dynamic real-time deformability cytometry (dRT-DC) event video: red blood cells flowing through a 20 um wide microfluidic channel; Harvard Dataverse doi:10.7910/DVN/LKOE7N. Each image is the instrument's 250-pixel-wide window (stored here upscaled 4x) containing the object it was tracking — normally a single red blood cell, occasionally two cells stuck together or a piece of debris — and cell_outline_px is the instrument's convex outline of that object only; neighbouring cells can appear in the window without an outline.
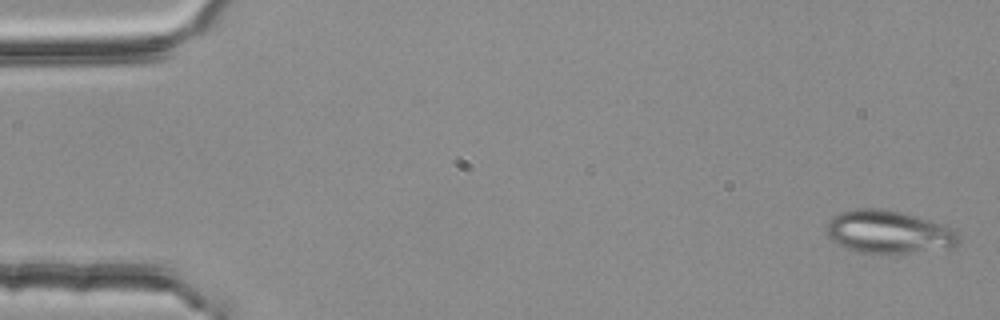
{"species": "common noctule bat (a hibernating species)", "species_latin": "Nyctalus noctula", "temperature_condition": "room temperature", "stored_images_in_passage": 4, "camera_frame_rate_fps": 3000, "um_per_image_px": 0.085, "animal": {"sex": "female", "body_mass_g": 25.1}, "frame": {"image": 1, "passage_image": 1, "time_ms": 0.0, "image_size_px": [1000, 320], "cell_outline_px": [[960, 240], [956, 248], [880, 256], [856, 252], [836, 244], [828, 236], [828, 220], [832, 216], [840, 212], [860, 208], [876, 208], [904, 212], [944, 224], [956, 228], [960, 236]], "centroid_in_image_um": [75.6, 19.76], "position_along_channel_um": 9.4, "area_um2": 34.33}}